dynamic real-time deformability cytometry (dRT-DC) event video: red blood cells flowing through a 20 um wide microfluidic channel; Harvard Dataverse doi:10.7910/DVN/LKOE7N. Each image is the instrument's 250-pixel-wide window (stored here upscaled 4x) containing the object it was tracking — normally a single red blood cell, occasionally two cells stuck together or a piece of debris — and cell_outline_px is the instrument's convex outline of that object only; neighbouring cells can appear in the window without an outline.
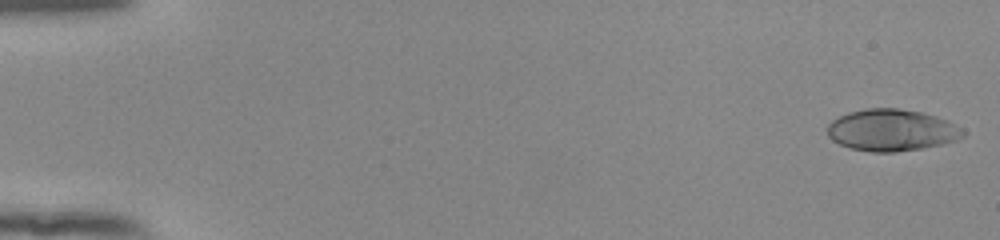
{"species": "human", "species_latin": "Homo sapiens", "temperature_condition": "room temperature", "stored_images_in_passage": 53, "camera_frame_rate_fps": 3000, "um_per_image_px": 0.085, "donor": {"sex": "female"}, "frame": {"image": 1, "passage_image": 1, "time_ms": 0.0, "image_size_px": [1000, 240], "cell_outline_px": [[964, 136], [956, 140], [944, 144], [924, 148], [896, 152], [872, 152], [848, 148], [832, 140], [828, 136], [828, 124], [832, 120], [848, 112], [864, 108], [896, 108], [920, 112], [936, 116], [948, 120], [964, 128]], "centroid_in_image_um": [75.81, 11.07], "position_along_channel_um": 9.2, "area_um2": 33.29}}
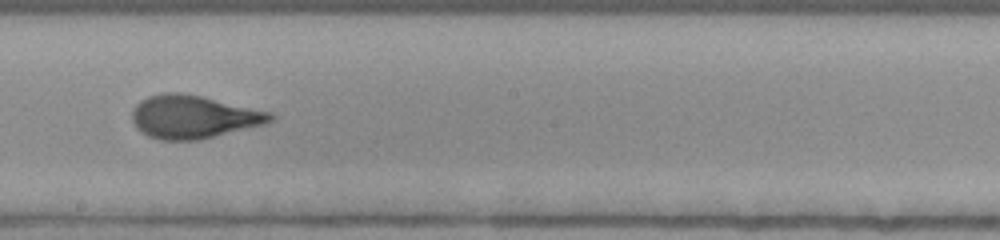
{"frame": {"image": 2, "passage_image": 31, "time_ms": 10.0, "image_size_px": [1000, 240], "cell_outline_px": [[276, 116], [268, 124], [200, 140], [160, 140], [148, 136], [136, 128], [132, 120], [132, 108], [140, 100], [148, 96], [164, 92], [176, 92], [200, 96], [272, 112]], "centroid_in_image_um": [16.45, 9.94], "position_along_channel_um": 231.7, "area_um2": 35.03}}
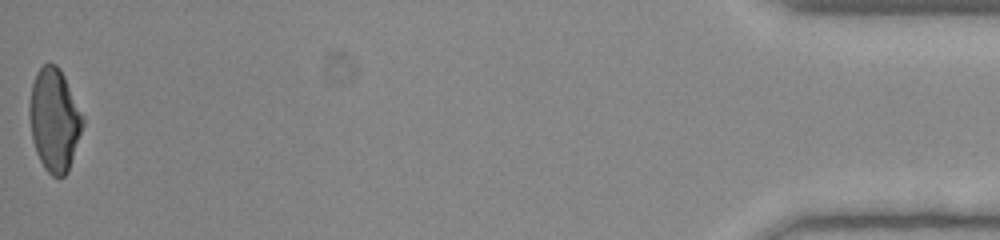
{"frame": {"image": 3, "passage_image": 53, "time_ms": 17.333, "image_size_px": [1000, 240], "cell_outline_px": [[84, 124], [68, 172], [64, 176], [52, 176], [44, 168], [36, 152], [32, 140], [28, 116], [28, 104], [32, 84], [36, 72], [44, 64], [56, 64], [60, 68], [84, 116]], "centroid_in_image_um": [4.61, 10.18], "position_along_channel_um": 430.6, "area_um2": 32.19}, "authors_computed_cell_mechanics": {"area_um2": 33.4084, "velocity_mm_per_s": 3.9283, "shape_relaxation_time_tau1_ms": 6.8451, "shape_relaxation_time_tau2_ms": 0.7332, "deformation_change_tau1": 0.2237, "deformation_change_tau2": 0.0646}}